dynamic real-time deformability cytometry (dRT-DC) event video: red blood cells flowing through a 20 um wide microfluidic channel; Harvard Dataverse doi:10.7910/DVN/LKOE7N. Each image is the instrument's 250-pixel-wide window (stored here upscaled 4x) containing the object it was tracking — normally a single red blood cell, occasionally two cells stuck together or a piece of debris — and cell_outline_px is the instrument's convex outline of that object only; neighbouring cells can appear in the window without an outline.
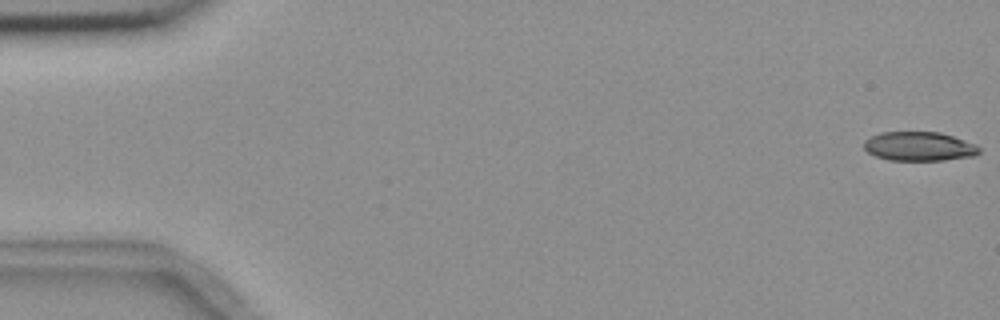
{"species": "common noctule bat (a hibernating species)", "species_latin": "Nyctalus noctula", "temperature_condition": "room temperature", "stored_images_in_passage": 5, "camera_frame_rate_fps": 3000, "um_per_image_px": 0.085, "animal": {"sex": "female", "body_mass_g": 18.4}, "frame": {"image": 1, "passage_image": 1, "time_ms": 0.0, "image_size_px": [1000, 320], "cell_outline_px": [[980, 152], [976, 156], [944, 160], [888, 160], [876, 156], [868, 152], [864, 148], [864, 140], [880, 132], [940, 132], [976, 144], [980, 148]], "centroid_in_image_um": [78.14, 12.44], "position_along_channel_um": 6.9, "area_um2": 19.59}}
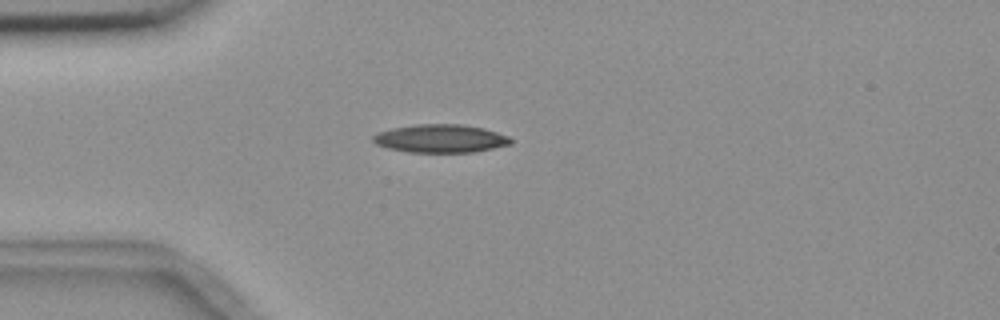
{"frame": {"image": 2, "passage_image": 5, "time_ms": 4.667, "image_size_px": [1000, 320], "cell_outline_px": [[512, 144], [476, 152], [408, 152], [388, 148], [376, 144], [372, 140], [372, 136], [380, 132], [392, 128], [416, 124], [460, 124], [484, 128], [508, 136], [512, 140]], "centroid_in_image_um": [37.46, 11.78], "position_along_channel_um": 47.5, "area_um2": 22.6}}